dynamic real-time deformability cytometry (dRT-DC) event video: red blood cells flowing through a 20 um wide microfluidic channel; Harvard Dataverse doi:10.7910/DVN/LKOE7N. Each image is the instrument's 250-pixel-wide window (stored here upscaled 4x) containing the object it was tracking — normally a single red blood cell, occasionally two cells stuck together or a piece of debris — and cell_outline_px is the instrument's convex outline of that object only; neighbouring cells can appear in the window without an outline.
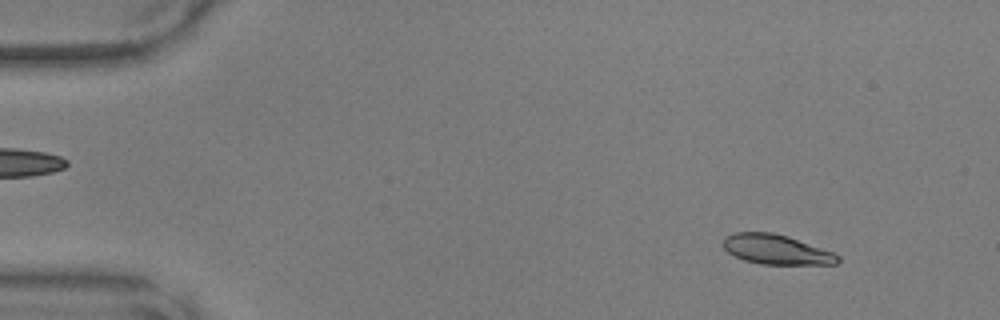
{"species": "common noctule bat (a hibernating species)", "species_latin": "Nyctalus noctula", "temperature_condition": "warm", "stored_images_in_passage": 48, "camera_frame_rate_fps": 3000, "um_per_image_px": 0.085, "animal": {"sex": "male", "body_mass_g": 17.9, "forearm_length_mm": 54.2}, "frame": {"image": 1, "passage_image": 5, "time_ms": 1.333, "image_size_px": [1000, 320], "cell_outline_px": [[840, 260], [836, 264], [760, 264], [744, 260], [728, 252], [724, 248], [724, 236], [732, 232], [772, 232], [788, 236], [832, 252], [840, 256]], "centroid_in_image_um": [65.97, 21.2], "position_along_channel_um": 19.0, "area_um2": 19.77}}
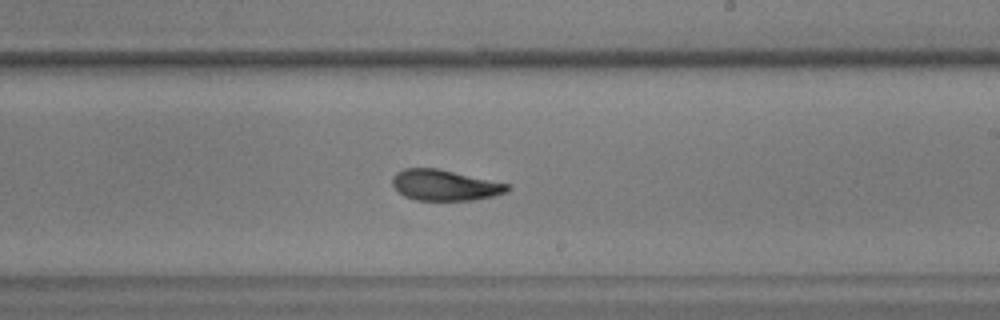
{"frame": {"image": 2, "passage_image": 29, "time_ms": 9.333, "image_size_px": [1000, 320], "cell_outline_px": [[512, 188], [508, 192], [492, 196], [472, 200], [416, 200], [404, 196], [392, 184], [392, 176], [396, 172], [404, 168], [436, 168], [512, 184]], "centroid_in_image_um": [37.84, 15.73], "position_along_channel_um": 251.2, "area_um2": 20.75}}
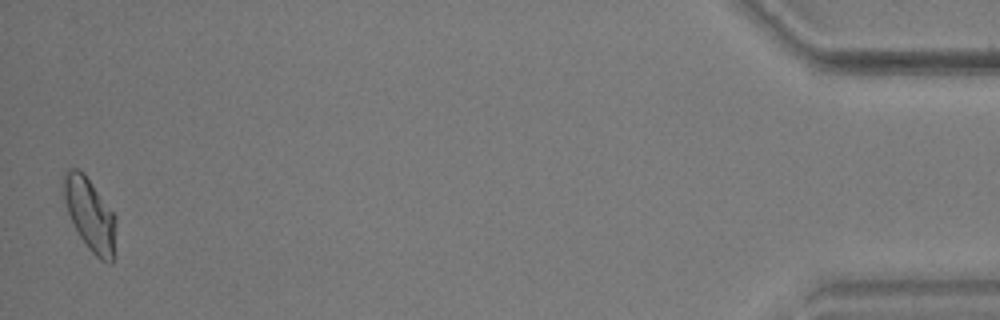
{"frame": {"image": 3, "passage_image": 48, "time_ms": 15.667, "image_size_px": [1000, 320], "cell_outline_px": [[116, 220], [112, 264], [108, 264], [100, 260], [88, 248], [80, 236], [60, 196], [60, 176], [68, 168], [80, 168], [84, 172], [116, 216]], "centroid_in_image_um": [7.57, 18.13], "position_along_channel_um": 427.6, "area_um2": 22.72}}